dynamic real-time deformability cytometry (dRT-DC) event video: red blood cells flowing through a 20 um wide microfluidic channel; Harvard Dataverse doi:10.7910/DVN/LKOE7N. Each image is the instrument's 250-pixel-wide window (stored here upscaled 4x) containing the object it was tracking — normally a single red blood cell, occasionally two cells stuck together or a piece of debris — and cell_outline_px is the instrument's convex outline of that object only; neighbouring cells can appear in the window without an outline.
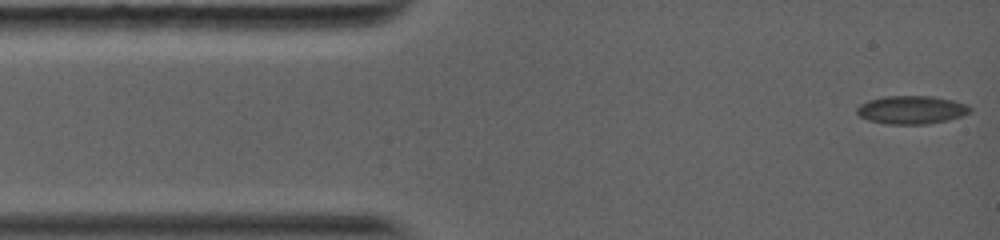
{"species": "common noctule bat (a hibernating species)", "species_latin": "Nyctalus noctula", "temperature_condition": "warm", "stored_images_in_passage": 35, "camera_frame_rate_fps": 5000, "um_per_image_px": 0.085, "animal": {"sex": "female", "body_mass_g": 19.0, "forearm_length_mm": 56.7}, "frame": {"image": 1, "passage_image": 1, "time_ms": 0.0, "image_size_px": [1000, 240], "cell_outline_px": [[972, 112], [948, 120], [928, 124], [888, 124], [868, 120], [860, 116], [856, 112], [856, 108], [860, 104], [868, 100], [888, 96], [932, 96], [952, 100], [968, 104], [972, 108]], "centroid_in_image_um": [77.5, 9.34], "position_along_channel_um": 7.5, "area_um2": 18.67}}
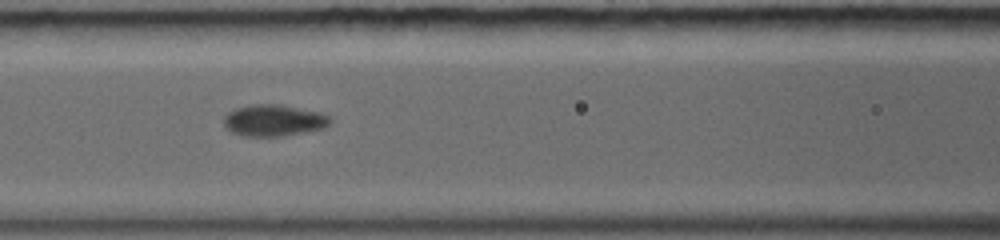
{"frame": {"image": 2, "passage_image": 16, "time_ms": 5.2, "image_size_px": [1000, 240], "cell_outline_px": [[332, 120], [324, 128], [284, 136], [244, 136], [232, 132], [224, 128], [224, 116], [228, 112], [236, 108], [252, 104], [280, 104], [320, 112], [332, 116]], "centroid_in_image_um": [23.27, 10.23], "position_along_channel_um": 143.3, "area_um2": 19.71}}
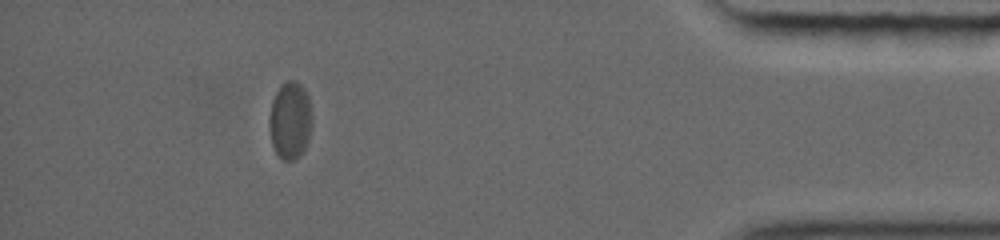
{"frame": {"image": 3, "passage_image": 30, "time_ms": 13.2, "image_size_px": [1000, 240], "cell_outline_px": [[312, 124], [308, 140], [304, 148], [292, 160], [284, 160], [276, 152], [272, 144], [268, 128], [268, 120], [272, 100], [280, 84], [288, 80], [296, 80], [304, 88], [308, 96], [312, 116]], "centroid_in_image_um": [24.64, 10.18], "position_along_channel_um": 410.6, "area_um2": 19.36}, "authors_computed_cell_mechanics": {"area_um2": 18.9006, "velocity_mm_per_s": 4.0226, "shape_relaxation_time_tau1_ms": 2.9727, "shape_relaxation_time_tau2_ms": null, "deformation_change_tau1": 0.0954, "deformation_change_tau2": null}}